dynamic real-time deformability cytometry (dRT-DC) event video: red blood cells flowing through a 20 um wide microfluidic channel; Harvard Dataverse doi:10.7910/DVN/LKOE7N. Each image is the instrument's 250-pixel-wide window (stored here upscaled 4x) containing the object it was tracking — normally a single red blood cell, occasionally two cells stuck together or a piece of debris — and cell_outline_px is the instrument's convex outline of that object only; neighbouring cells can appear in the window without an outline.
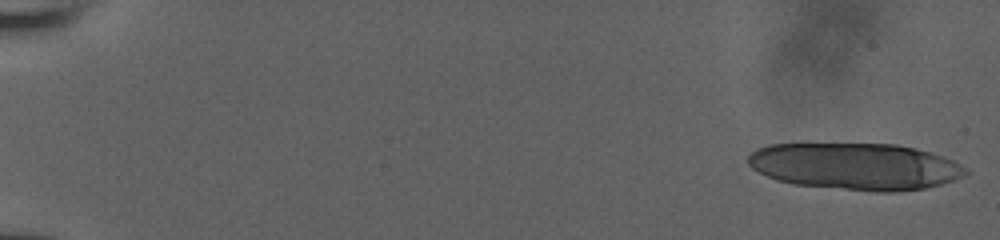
{"species": "human", "species_latin": "Homo sapiens", "temperature_condition": "room temperature", "stored_images_in_passage": 19, "camera_frame_rate_fps": 3000, "um_per_image_px": 0.085, "donor": {"sex": "male"}, "frame": {"image": 1, "passage_image": 1, "time_ms": 0.0, "image_size_px": [1000, 240], "cell_outline_px": [[968, 172], [964, 176], [940, 184], [924, 188], [896, 192], [876, 192], [796, 184], [776, 180], [752, 168], [748, 164], [748, 156], [756, 148], [768, 144], [896, 144], [916, 148], [952, 160], [968, 168]], "centroid_in_image_um": [72.7, 14.14], "position_along_channel_um": 12.3, "area_um2": 59.13}}